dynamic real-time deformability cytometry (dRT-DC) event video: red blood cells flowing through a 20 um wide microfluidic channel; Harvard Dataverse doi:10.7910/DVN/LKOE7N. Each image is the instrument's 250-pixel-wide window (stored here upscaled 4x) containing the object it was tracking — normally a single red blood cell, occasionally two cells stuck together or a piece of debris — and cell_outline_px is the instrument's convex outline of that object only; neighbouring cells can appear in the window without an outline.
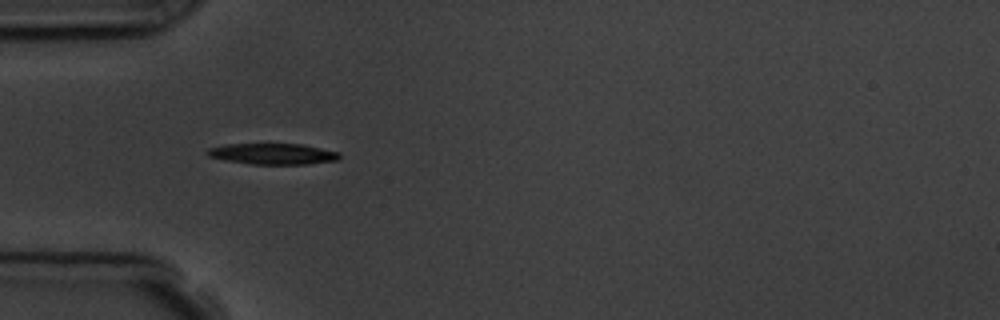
{"species": "common noctule bat (a hibernating species)", "species_latin": "Nyctalus noctula", "temperature_condition": "room temperature", "stored_images_in_passage": 4, "camera_frame_rate_fps": 3000, "um_per_image_px": 0.085, "animal": {"sex": "male", "body_mass_g": 19.5, "forearm_length_mm": 54.6}, "frame": {"image": 1, "passage_image": 4, "time_ms": 3.667, "image_size_px": [1000, 320], "cell_outline_px": [[340, 160], [308, 164], [252, 164], [224, 160], [208, 156], [204, 152], [208, 148], [224, 144], [304, 144], [340, 152]], "centroid_in_image_um": [23.2, 13.07], "position_along_channel_um": 61.8, "area_um2": 16.36}}